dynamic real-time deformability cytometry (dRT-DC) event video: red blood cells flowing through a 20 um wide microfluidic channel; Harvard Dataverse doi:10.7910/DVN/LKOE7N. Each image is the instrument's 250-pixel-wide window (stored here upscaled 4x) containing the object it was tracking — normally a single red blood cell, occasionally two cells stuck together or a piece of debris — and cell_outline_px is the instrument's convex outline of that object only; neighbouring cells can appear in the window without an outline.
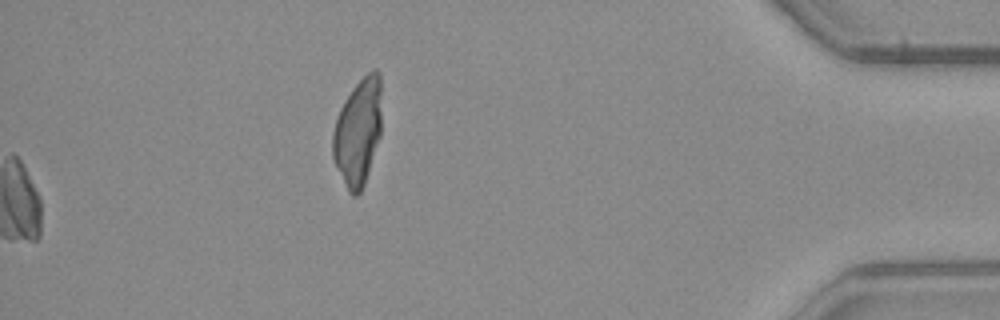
{"species": "common noctule bat (a hibernating species)", "species_latin": "Nyctalus noctula", "temperature_condition": "warm", "stored_images_in_passage": 44, "camera_frame_rate_fps": 3000, "um_per_image_px": 0.085, "animal": {"sex": "male", "body_mass_g": 23.1, "forearm_length_mm": 52.7}, "frame": {"image": 1, "passage_image": 44, "time_ms": 14.333, "image_size_px": [1000, 320], "cell_outline_px": [[380, 136], [364, 184], [360, 192], [356, 196], [352, 196], [348, 192], [336, 168], [332, 156], [332, 132], [340, 108], [344, 100], [352, 88], [372, 68], [376, 68], [380, 72]], "centroid_in_image_um": [30.4, 11.22], "position_along_channel_um": 404.8, "area_um2": 30.46}}